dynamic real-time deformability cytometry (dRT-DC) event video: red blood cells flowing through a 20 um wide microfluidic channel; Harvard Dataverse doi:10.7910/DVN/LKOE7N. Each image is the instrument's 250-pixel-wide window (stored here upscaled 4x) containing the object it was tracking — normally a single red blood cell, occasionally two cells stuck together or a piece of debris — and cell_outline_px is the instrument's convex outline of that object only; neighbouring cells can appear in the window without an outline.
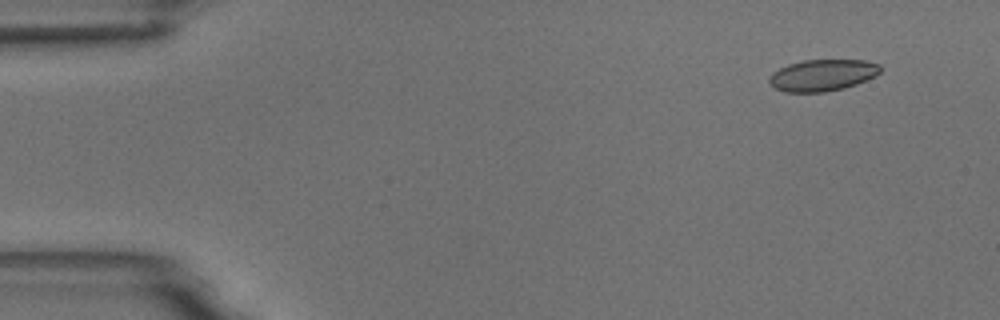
{"species": "common noctule bat (a hibernating species)", "species_latin": "Nyctalus noctula", "temperature_condition": "room temperature", "stored_images_in_passage": 5, "camera_frame_rate_fps": 3000, "um_per_image_px": 0.085, "animal": {"sex": "male", "body_mass_g": 18.8}, "frame": {"image": 1, "passage_image": 2, "time_ms": 1.333, "image_size_px": [1000, 320], "cell_outline_px": [[880, 72], [876, 76], [856, 84], [844, 88], [824, 92], [784, 92], [776, 88], [768, 80], [772, 72], [788, 64], [804, 60], [864, 60], [880, 64]], "centroid_in_image_um": [69.92, 6.39], "position_along_channel_um": 15.1, "area_um2": 20.4}}
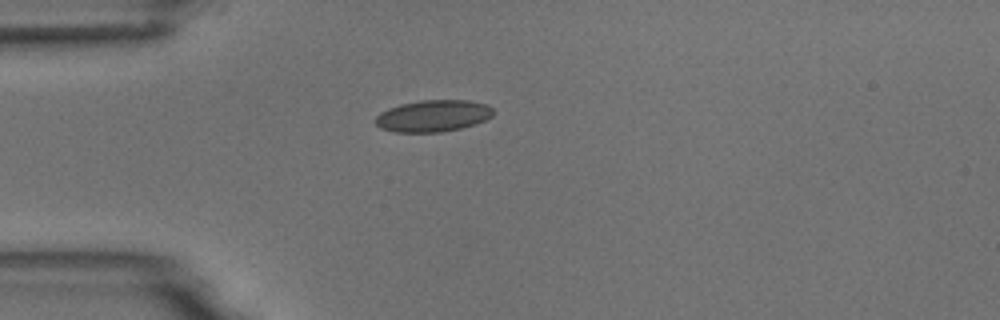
{"frame": {"image": 2, "passage_image": 5, "time_ms": 4.667, "image_size_px": [1000, 320], "cell_outline_px": [[492, 116], [476, 124], [460, 128], [440, 132], [392, 132], [380, 128], [376, 124], [376, 116], [380, 112], [388, 108], [400, 104], [420, 100], [468, 100], [488, 104], [492, 108]], "centroid_in_image_um": [36.79, 9.84], "position_along_channel_um": 48.2, "area_um2": 21.85}}